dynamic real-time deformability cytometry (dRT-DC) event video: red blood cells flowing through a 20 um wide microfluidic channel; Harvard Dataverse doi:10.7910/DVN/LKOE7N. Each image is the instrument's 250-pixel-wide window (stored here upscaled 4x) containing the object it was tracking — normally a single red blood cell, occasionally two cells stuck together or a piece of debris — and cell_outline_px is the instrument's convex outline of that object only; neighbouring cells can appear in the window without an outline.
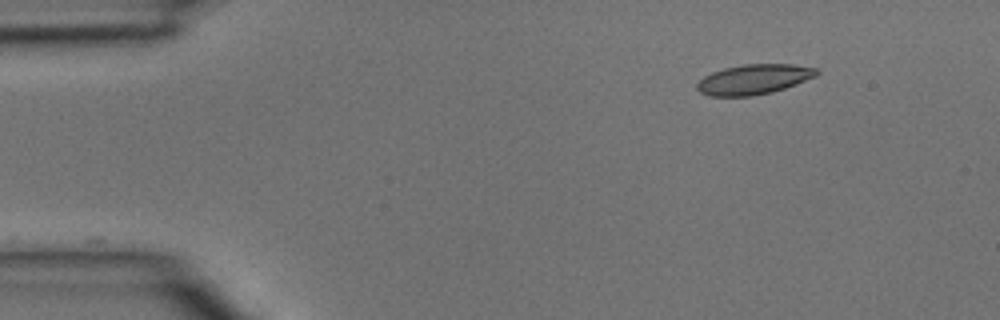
{"species": "common noctule bat (a hibernating species)", "species_latin": "Nyctalus noctula", "temperature_condition": "room temperature", "stored_images_in_passage": 4, "camera_frame_rate_fps": 3000, "um_per_image_px": 0.085, "animal": {"sex": "male", "body_mass_g": 15.6}, "frame": {"image": 1, "passage_image": 2, "time_ms": 0.333, "image_size_px": [1000, 320], "cell_outline_px": [[820, 72], [816, 76], [796, 84], [772, 92], [752, 96], [708, 96], [700, 92], [696, 88], [696, 84], [704, 76], [712, 72], [724, 68], [744, 64], [792, 64], [816, 68]], "centroid_in_image_um": [64.06, 6.74], "position_along_channel_um": 20.9, "area_um2": 20.92}}
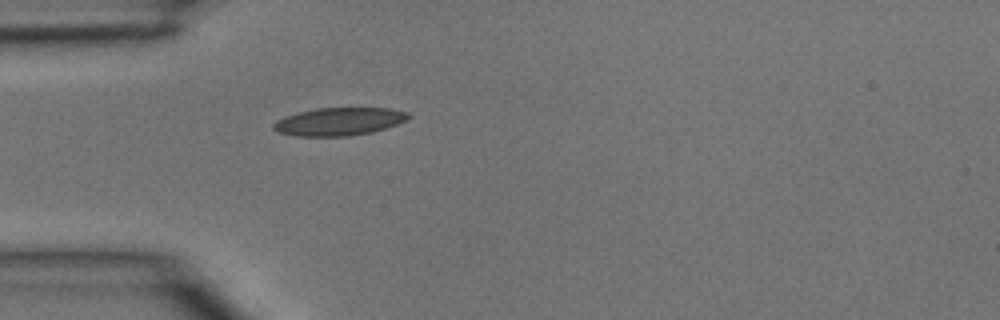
{"frame": {"image": 2, "passage_image": 4, "time_ms": 1.0, "image_size_px": [1000, 320], "cell_outline_px": [[408, 120], [372, 132], [348, 136], [296, 136], [276, 132], [272, 128], [272, 124], [276, 120], [284, 116], [316, 108], [388, 108], [408, 112]], "centroid_in_image_um": [28.77, 10.33], "position_along_channel_um": 56.2, "area_um2": 21.91}}